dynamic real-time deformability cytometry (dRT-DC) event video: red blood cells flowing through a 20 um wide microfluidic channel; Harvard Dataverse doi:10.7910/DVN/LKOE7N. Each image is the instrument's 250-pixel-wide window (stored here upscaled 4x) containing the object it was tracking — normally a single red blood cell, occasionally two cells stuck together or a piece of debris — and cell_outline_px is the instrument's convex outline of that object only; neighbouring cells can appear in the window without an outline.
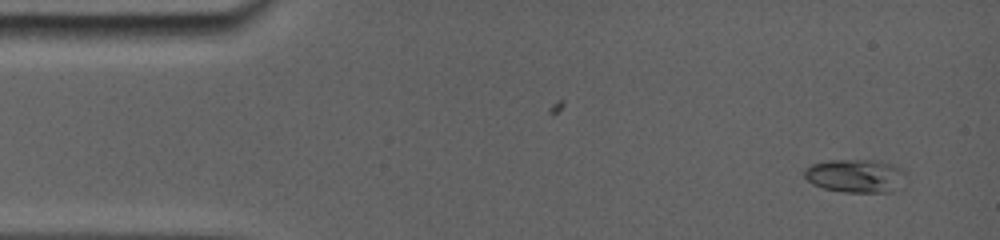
{"species": "common noctule bat (a hibernating species)", "species_latin": "Nyctalus noctula", "temperature_condition": "room temperature", "stored_images_in_passage": 33, "camera_frame_rate_fps": 5000, "um_per_image_px": 0.085, "animal": {"sex": "female", "body_mass_g": 19.0, "forearm_length_mm": 56.7}, "frame": {"image": 1, "passage_image": 1, "time_ms": 0.0, "image_size_px": [1000, 240], "cell_outline_px": [[884, 192], [844, 192], [824, 188], [812, 184], [804, 176], [804, 172], [808, 168], [816, 164], [864, 164], [880, 180]], "centroid_in_image_um": [71.75, 15.12], "position_along_channel_um": 13.3, "area_um2": 12.83}}
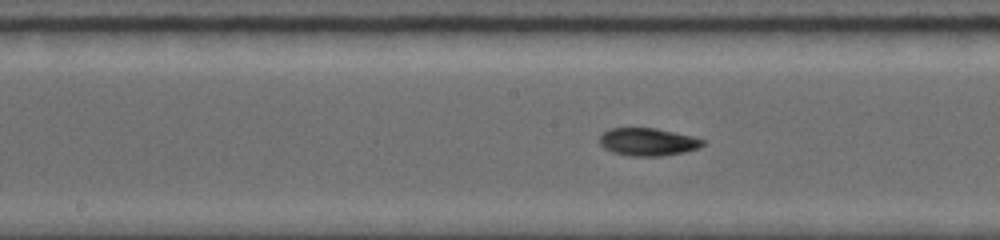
{"frame": {"image": 2, "passage_image": 18, "time_ms": 7.2, "image_size_px": [1000, 240], "cell_outline_px": [[704, 144], [700, 148], [684, 152], [660, 156], [632, 156], [612, 152], [604, 148], [600, 144], [600, 136], [604, 132], [612, 128], [652, 128], [672, 132], [704, 140]], "centroid_in_image_um": [55.04, 12.07], "position_along_channel_um": 193.2, "area_um2": 16.36}}
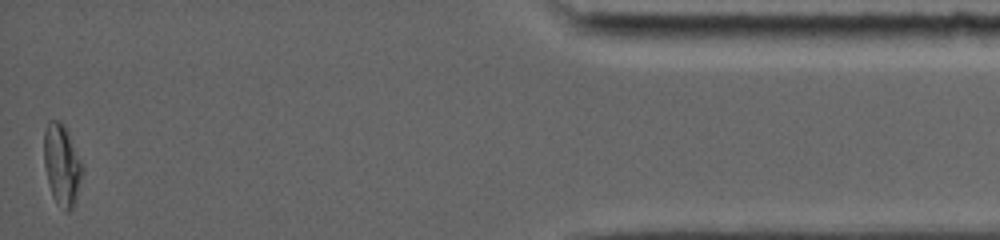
{"frame": {"image": 3, "passage_image": 33, "time_ms": 15.0, "image_size_px": [1000, 240], "cell_outline_px": [[84, 168], [72, 208], [68, 212], [64, 212], [56, 204], [52, 196], [44, 164], [44, 128], [48, 120], [60, 120], [64, 124], [84, 164]], "centroid_in_image_um": [5.26, 13.98], "position_along_channel_um": 429.9, "area_um2": 18.38}, "authors_computed_cell_mechanics": {"area_um2": 16.2418, "velocity_mm_per_s": 3.8834, "shape_relaxation_time_tau1_ms": 3.3935, "shape_relaxation_time_tau2_ms": null, "deformation_change_tau1": 0.1828, "deformation_change_tau2": null}}